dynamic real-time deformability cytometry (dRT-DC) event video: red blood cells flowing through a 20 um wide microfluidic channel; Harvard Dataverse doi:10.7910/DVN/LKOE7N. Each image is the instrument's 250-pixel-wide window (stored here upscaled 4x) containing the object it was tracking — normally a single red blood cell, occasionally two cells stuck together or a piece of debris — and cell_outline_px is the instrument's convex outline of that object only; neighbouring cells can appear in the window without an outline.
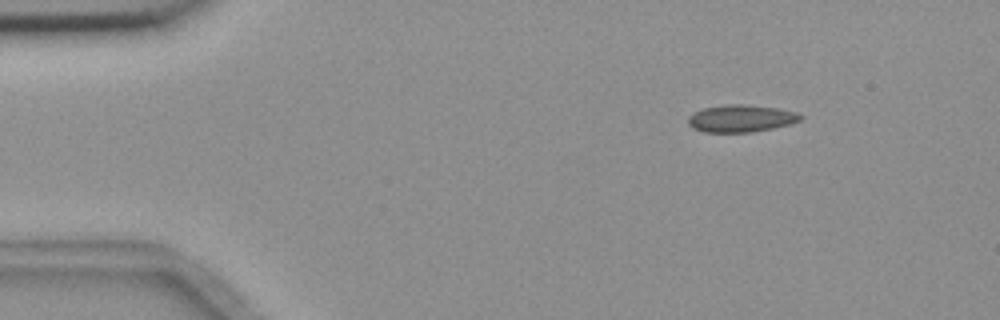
{"species": "common noctule bat (a hibernating species)", "species_latin": "Nyctalus noctula", "temperature_condition": "room temperature", "stored_images_in_passage": 5, "camera_frame_rate_fps": 3000, "um_per_image_px": 0.085, "animal": {"sex": "female", "body_mass_g": 18.4}, "frame": {"image": 1, "passage_image": 1, "time_ms": 0.0, "image_size_px": [1000, 320], "cell_outline_px": [[804, 116], [800, 120], [788, 124], [772, 128], [752, 132], [704, 132], [692, 128], [688, 124], [688, 116], [692, 112], [704, 108], [724, 104], [748, 104], [780, 108], [796, 112]], "centroid_in_image_um": [62.96, 10.05], "position_along_channel_um": 22.0, "area_um2": 18.03}}